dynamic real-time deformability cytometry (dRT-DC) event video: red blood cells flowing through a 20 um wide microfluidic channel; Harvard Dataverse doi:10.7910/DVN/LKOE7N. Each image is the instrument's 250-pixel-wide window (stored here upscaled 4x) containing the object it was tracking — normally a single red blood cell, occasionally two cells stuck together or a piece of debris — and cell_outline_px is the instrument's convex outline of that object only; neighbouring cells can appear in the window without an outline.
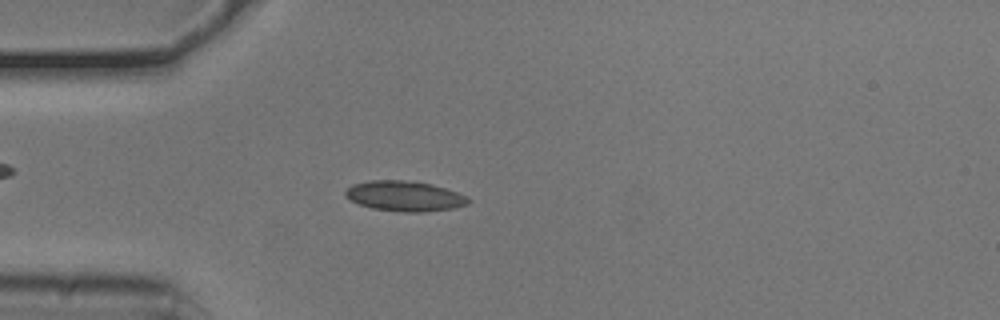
{"species": "common noctule bat (a hibernating species)", "species_latin": "Nyctalus noctula", "temperature_condition": "cold", "stored_images_in_passage": 53, "camera_frame_rate_fps": 3000, "um_per_image_px": 0.085, "animal": {"sex": "male", "body_mass_g": 20.5, "forearm_length_mm": 52.5}, "frame": {"image": 1, "passage_image": 14, "time_ms": 4.333, "image_size_px": [1000, 320], "cell_outline_px": [[472, 200], [468, 204], [456, 208], [428, 212], [404, 212], [372, 208], [360, 204], [344, 196], [344, 192], [352, 184], [368, 180], [412, 180], [432, 184], [468, 196]], "centroid_in_image_um": [34.43, 16.66], "position_along_channel_um": 50.6, "area_um2": 21.91}}
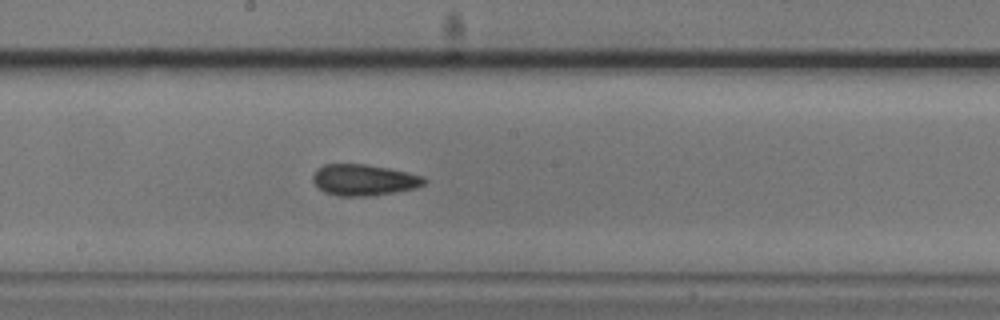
{"frame": {"image": 2, "passage_image": 28, "time_ms": 9.0, "image_size_px": [1000, 320], "cell_outline_px": [[428, 180], [424, 184], [416, 188], [368, 196], [336, 196], [324, 192], [312, 180], [312, 176], [316, 168], [324, 164], [368, 164], [388, 168], [424, 176]], "centroid_in_image_um": [30.91, 15.29], "position_along_channel_um": 217.3, "area_um2": 20.29}}
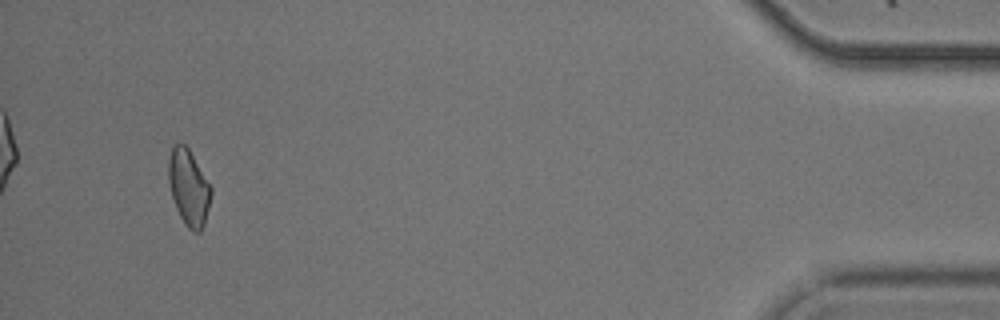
{"frame": {"image": 3, "passage_image": 50, "time_ms": 16.333, "image_size_px": [1000, 320], "cell_outline_px": [[212, 192], [204, 224], [200, 232], [192, 232], [184, 224], [176, 208], [172, 196], [168, 180], [168, 160], [172, 148], [176, 144], [184, 144], [188, 148], [212, 188]], "centroid_in_image_um": [16.03, 15.96], "position_along_channel_um": 419.2, "area_um2": 18.61}, "authors_computed_cell_mechanics": {"area_um2": 19.8254, "velocity_mm_per_s": 3.7632, "shape_relaxation_time_tau1_ms": 5.3536, "shape_relaxation_time_tau2_ms": 5.7325, "deformation_change_tau1": 0.0885, "deformation_change_tau2": 0.1108}}